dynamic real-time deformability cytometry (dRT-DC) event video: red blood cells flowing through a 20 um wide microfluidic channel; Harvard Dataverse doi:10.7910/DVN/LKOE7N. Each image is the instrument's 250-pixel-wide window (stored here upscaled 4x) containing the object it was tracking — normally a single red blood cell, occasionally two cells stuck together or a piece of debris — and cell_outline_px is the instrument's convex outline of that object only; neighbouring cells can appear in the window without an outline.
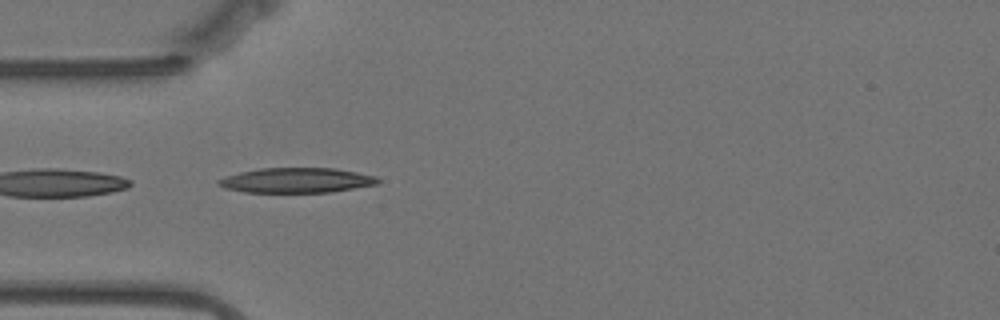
{"species": "Egyptian fruit bat (a non-hibernating species)", "species_latin": "Rousettus aegyptiacus", "temperature_condition": "warm", "stored_images_in_passage": 28, "camera_frame_rate_fps": 3000, "um_per_image_px": 0.085, "animal": {"sex": "female"}, "frame": {"image": 1, "passage_image": 1, "time_ms": 0.0, "image_size_px": [1000, 320], "cell_outline_px": [[380, 180], [376, 184], [332, 192], [244, 192], [224, 188], [216, 184], [216, 180], [224, 176], [240, 172], [260, 168], [336, 168], [376, 176]], "centroid_in_image_um": [25.15, 15.32], "position_along_channel_um": 59.8, "area_um2": 23.24}}
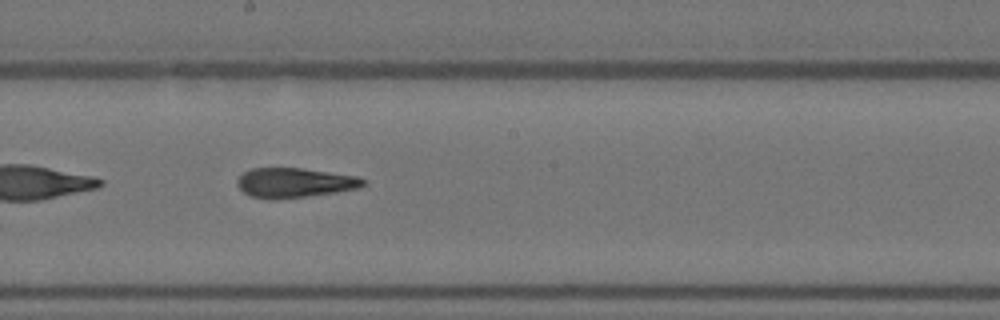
{"frame": {"image": 2, "passage_image": 15, "time_ms": 4.667, "image_size_px": [1000, 320], "cell_outline_px": [[368, 184], [356, 188], [336, 192], [308, 196], [276, 200], [268, 200], [248, 196], [236, 184], [236, 180], [244, 172], [252, 168], [300, 168], [356, 176], [368, 180]], "centroid_in_image_um": [25.02, 15.55], "position_along_channel_um": 223.2, "area_um2": 21.96}}
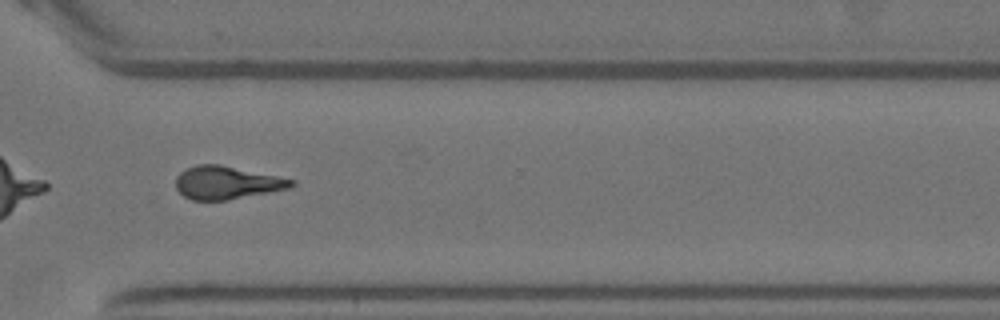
{"frame": {"image": 3, "passage_image": 26, "time_ms": 8.333, "image_size_px": [1000, 320], "cell_outline_px": [[296, 184], [288, 188], [228, 200], [192, 200], [184, 196], [176, 188], [176, 176], [180, 172], [196, 164], [220, 164], [296, 180]], "centroid_in_image_um": [19.26, 15.52], "position_along_channel_um": 351.3, "area_um2": 22.08}, "authors_computed_cell_mechanics": {"area_um2": 22.3108, "velocity_mm_per_s": 3.5001, "shape_relaxation_time_tau1_ms": null, "shape_relaxation_time_tau2_ms": 3.6388, "deformation_change_tau1": null, "deformation_change_tau2": 0.1394}}